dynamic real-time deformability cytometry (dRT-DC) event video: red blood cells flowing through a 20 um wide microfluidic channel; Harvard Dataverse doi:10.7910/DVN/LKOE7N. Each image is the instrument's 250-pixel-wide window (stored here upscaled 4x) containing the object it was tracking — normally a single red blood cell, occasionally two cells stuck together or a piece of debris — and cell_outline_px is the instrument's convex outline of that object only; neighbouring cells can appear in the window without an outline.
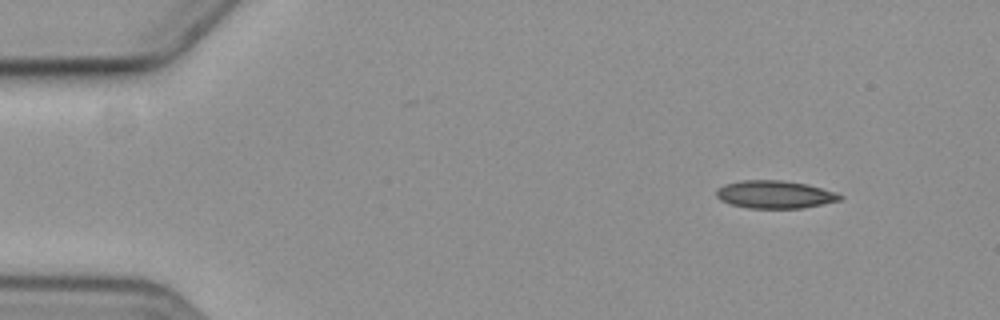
{"species": "common noctule bat (a hibernating species)", "species_latin": "Nyctalus noctula", "temperature_condition": "cold", "stored_images_in_passage": 2, "camera_frame_rate_fps": 3000, "um_per_image_px": 0.085, "animal": {"sex": "female", "body_mass_g": 19.3, "forearm_length_mm": 54.1}, "frame": {"image": 1, "passage_image": 1, "time_ms": 0.0, "image_size_px": [1000, 320], "cell_outline_px": [[844, 196], [840, 200], [800, 208], [748, 208], [732, 204], [720, 200], [716, 196], [716, 188], [724, 184], [744, 180], [780, 180], [808, 184], [836, 192]], "centroid_in_image_um": [65.84, 16.52], "position_along_channel_um": 19.2, "area_um2": 19.94}}